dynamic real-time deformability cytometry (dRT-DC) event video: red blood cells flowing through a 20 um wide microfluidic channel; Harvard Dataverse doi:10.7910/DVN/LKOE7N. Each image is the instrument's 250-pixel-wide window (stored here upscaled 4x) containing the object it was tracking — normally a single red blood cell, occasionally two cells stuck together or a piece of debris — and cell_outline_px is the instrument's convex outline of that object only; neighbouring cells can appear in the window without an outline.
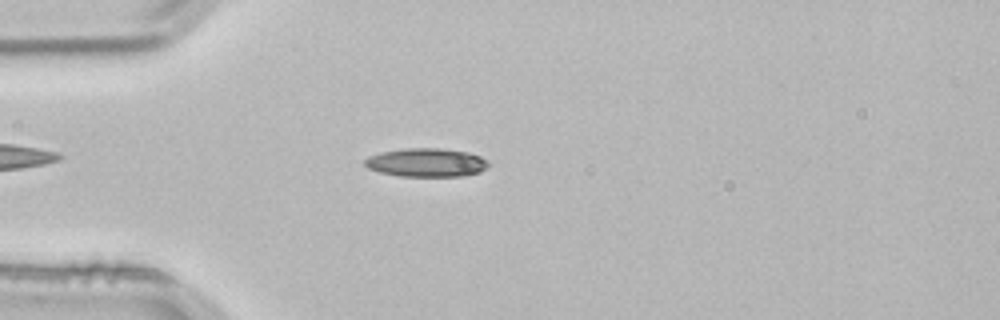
{"species": "common noctule bat (a hibernating species)", "species_latin": "Nyctalus noctula", "temperature_condition": "room temperature", "stored_images_in_passage": 2, "camera_frame_rate_fps": 3000, "um_per_image_px": 0.085, "animal": {"sex": "male", "body_mass_g": 21.5, "forearm_length_mm": 52.0}, "frame": {"image": 1, "passage_image": 2, "time_ms": 0.333, "image_size_px": [1000, 320], "cell_outline_px": [[488, 164], [480, 172], [464, 176], [400, 176], [380, 172], [368, 168], [364, 164], [364, 160], [368, 156], [380, 152], [404, 148], [440, 148], [468, 152], [480, 156]], "centroid_in_image_um": [36.2, 13.81], "position_along_channel_um": 48.8, "area_um2": 20.52}}